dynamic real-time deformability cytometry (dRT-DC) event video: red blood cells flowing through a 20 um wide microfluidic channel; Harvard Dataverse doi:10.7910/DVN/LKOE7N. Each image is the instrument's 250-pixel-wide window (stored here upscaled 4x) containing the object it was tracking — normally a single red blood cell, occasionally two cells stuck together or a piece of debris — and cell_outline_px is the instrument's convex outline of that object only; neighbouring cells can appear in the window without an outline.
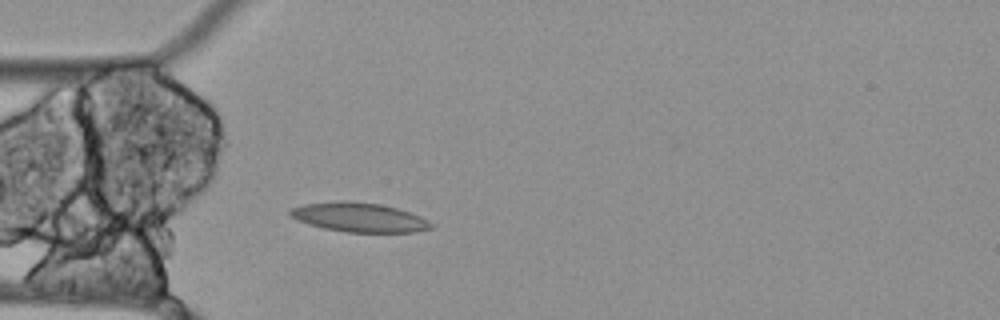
{"species": "Egyptian fruit bat (a non-hibernating species)", "species_latin": "Rousettus aegyptiacus", "temperature_condition": "cold", "stored_images_in_passage": 41, "camera_frame_rate_fps": 3000, "um_per_image_px": 0.085, "animal": {"sex": "female"}, "frame": {"image": 1, "passage_image": 1, "time_ms": 0.0, "image_size_px": [1000, 320], "cell_outline_px": [[436, 228], [416, 232], [344, 232], [324, 228], [308, 224], [292, 216], [288, 212], [292, 208], [304, 204], [340, 200], [344, 200], [380, 204], [396, 208], [420, 216], [428, 220]], "centroid_in_image_um": [30.57, 18.47], "position_along_channel_um": 54.4, "area_um2": 23.99}}
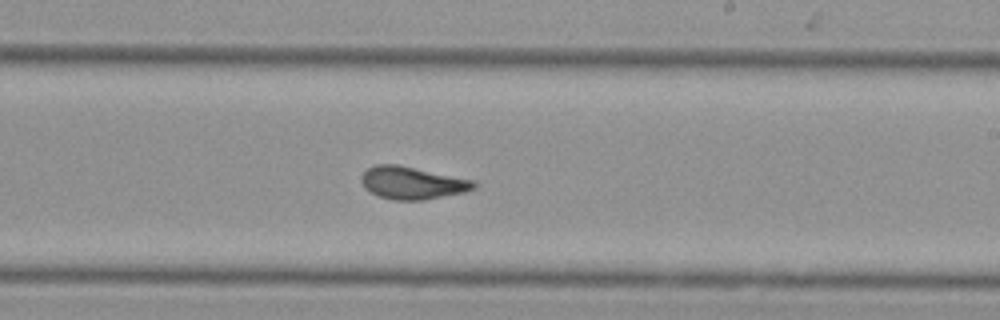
{"frame": {"image": 2, "passage_image": 18, "time_ms": 5.667, "image_size_px": [1000, 320], "cell_outline_px": [[476, 188], [468, 192], [424, 200], [392, 200], [380, 196], [364, 188], [360, 180], [360, 176], [368, 168], [376, 164], [396, 164], [476, 180]], "centroid_in_image_um": [35.08, 15.55], "position_along_channel_um": 253.9, "area_um2": 21.56}}
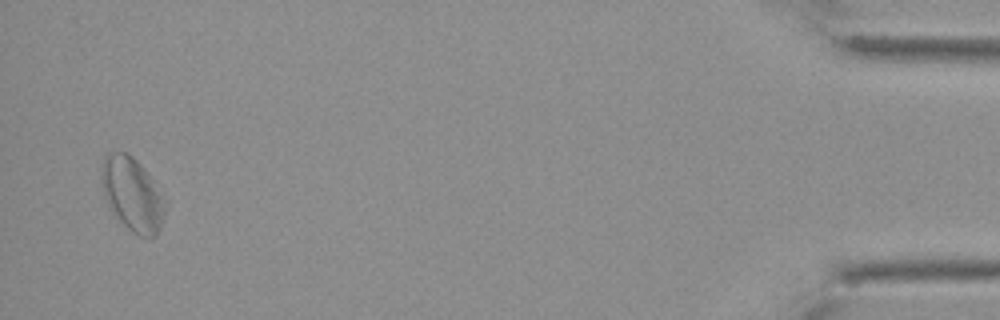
{"frame": {"image": 3, "passage_image": 40, "time_ms": 13.0, "image_size_px": [1000, 320], "cell_outline_px": [[164, 212], [160, 228], [156, 236], [140, 236], [132, 232], [116, 216], [108, 204], [104, 196], [100, 180], [100, 176], [104, 156], [108, 152], [128, 152], [140, 164], [148, 176], [160, 200]], "centroid_in_image_um": [11.14, 16.49], "position_along_channel_um": 424.1, "area_um2": 26.13}, "authors_computed_cell_mechanics": {"area_um2": 21.7328, "velocity_mm_per_s": 3.4467, "shape_relaxation_time_tau1_ms": null, "shape_relaxation_time_tau2_ms": 1.9579, "deformation_change_tau1": null, "deformation_change_tau2": 0.0946}}